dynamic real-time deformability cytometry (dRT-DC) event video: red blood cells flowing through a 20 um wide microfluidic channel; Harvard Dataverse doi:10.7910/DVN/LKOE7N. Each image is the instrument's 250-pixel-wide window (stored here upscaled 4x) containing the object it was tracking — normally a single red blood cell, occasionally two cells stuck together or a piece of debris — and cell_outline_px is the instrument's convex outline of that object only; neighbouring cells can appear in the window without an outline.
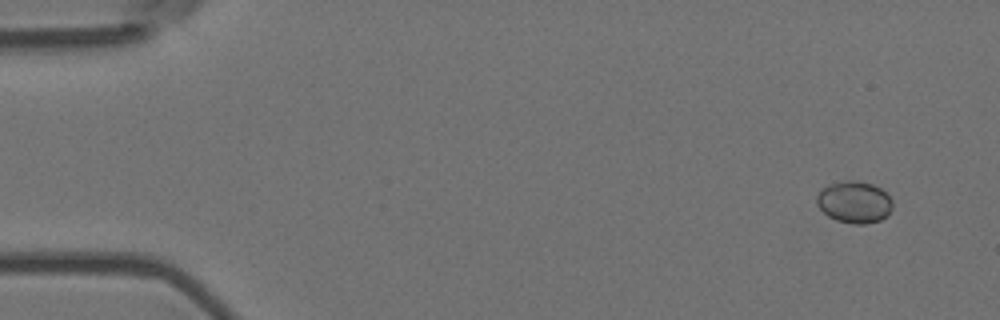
{"species": "Egyptian fruit bat (a non-hibernating species)", "species_latin": "Rousettus aegyptiacus", "temperature_condition": "room temperature", "stored_images_in_passage": 53, "camera_frame_rate_fps": 3000, "um_per_image_px": 0.085, "animal": {"sex": "female"}, "frame": {"image": 1, "passage_image": 1, "time_ms": 0.0, "image_size_px": [1000, 320], "cell_outline_px": [[892, 208], [888, 216], [880, 220], [864, 224], [852, 224], [836, 220], [828, 216], [816, 204], [816, 196], [828, 184], [844, 180], [856, 180], [872, 184], [880, 188], [892, 200]], "centroid_in_image_um": [72.62, 17.18], "position_along_channel_um": 12.4, "area_um2": 18.55}}
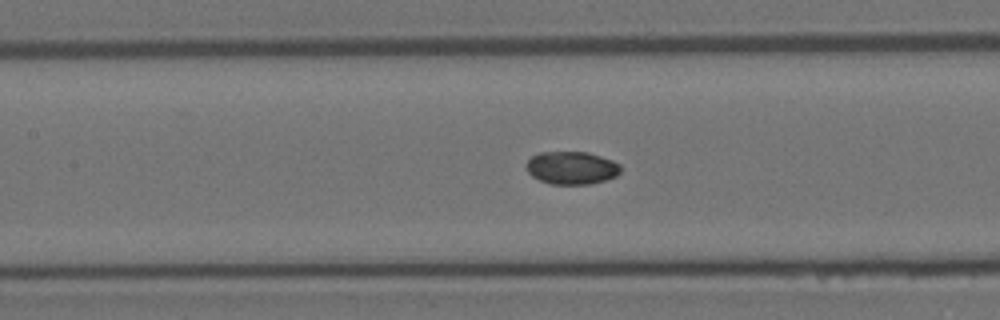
{"frame": {"image": 2, "passage_image": 23, "time_ms": 7.333, "image_size_px": [1000, 320], "cell_outline_px": [[620, 172], [616, 176], [592, 184], [552, 184], [540, 180], [532, 176], [528, 172], [528, 160], [532, 156], [540, 152], [588, 152], [612, 160], [620, 164]], "centroid_in_image_um": [48.61, 14.27], "position_along_channel_um": 158.8, "area_um2": 17.92}}
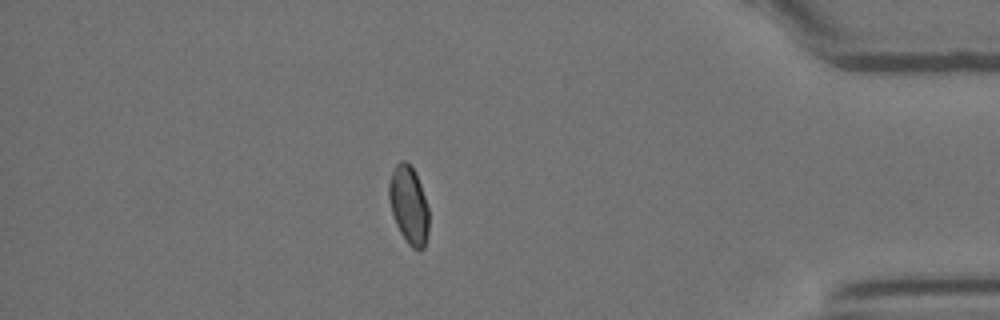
{"frame": {"image": 3, "passage_image": 46, "time_ms": 15.0, "image_size_px": [1000, 320], "cell_outline_px": [[428, 232], [424, 248], [412, 248], [408, 244], [400, 232], [396, 224], [392, 212], [388, 196], [388, 184], [392, 172], [396, 164], [400, 160], [404, 160], [416, 172], [428, 208]], "centroid_in_image_um": [34.73, 17.41], "position_along_channel_um": 400.5, "area_um2": 17.92}, "authors_computed_cell_mechanics": {"area_um2": 17.918, "velocity_mm_per_s": 3.6565, "shape_relaxation_time_tau1_ms": null, "shape_relaxation_time_tau2_ms": 9.3386, "deformation_change_tau1": null, "deformation_change_tau2": 0.0526}}